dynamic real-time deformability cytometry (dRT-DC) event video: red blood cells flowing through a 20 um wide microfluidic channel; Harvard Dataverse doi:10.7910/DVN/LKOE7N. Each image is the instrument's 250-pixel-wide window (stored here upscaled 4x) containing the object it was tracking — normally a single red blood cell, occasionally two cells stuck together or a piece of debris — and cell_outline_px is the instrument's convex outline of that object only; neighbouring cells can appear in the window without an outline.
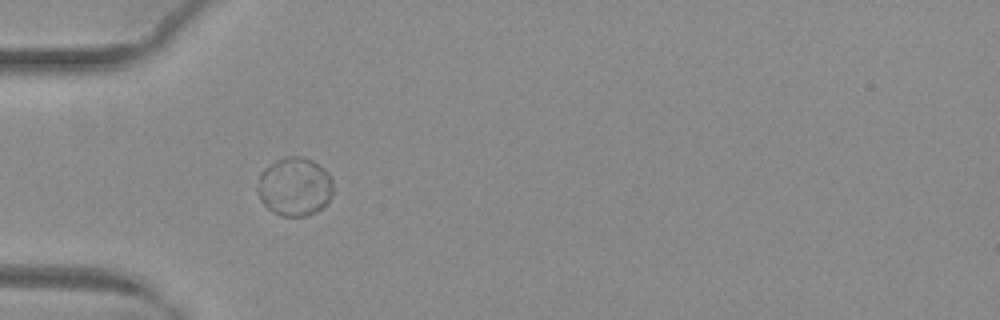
{"species": "common noctule bat (a hibernating species)", "species_latin": "Nyctalus noctula", "temperature_condition": "warm", "stored_images_in_passage": 36, "camera_frame_rate_fps": 3000, "um_per_image_px": 0.085, "animal": {"sex": "female", "body_mass_g": 29.2, "forearm_length_mm": 56.3}, "frame": {"image": 1, "passage_image": 1, "time_ms": 0.0, "image_size_px": [1000, 320], "cell_outline_px": [[332, 196], [316, 212], [304, 216], [280, 216], [272, 212], [260, 200], [260, 172], [264, 168], [276, 160], [284, 156], [304, 156], [312, 160], [328, 172], [332, 180]], "centroid_in_image_um": [25.06, 15.85], "position_along_channel_um": 59.9, "area_um2": 25.61}}
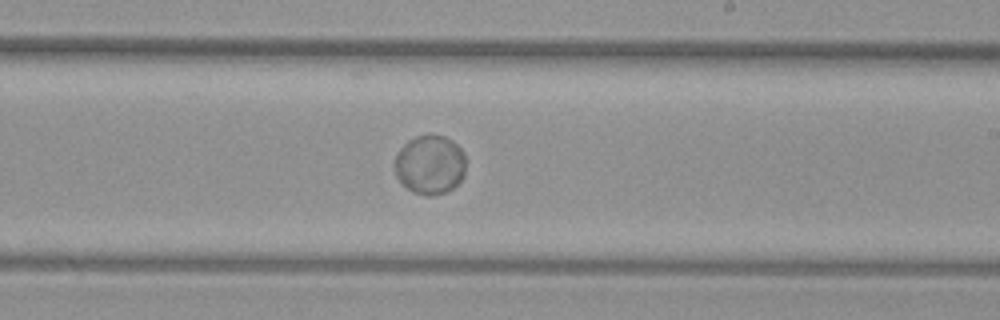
{"frame": {"image": 2, "passage_image": 16, "time_ms": 5.0, "image_size_px": [1000, 320], "cell_outline_px": [[464, 176], [448, 192], [432, 196], [424, 196], [412, 192], [396, 176], [392, 168], [396, 152], [408, 140], [416, 136], [428, 132], [432, 132], [444, 136], [452, 140], [464, 152]], "centroid_in_image_um": [36.51, 13.97], "position_along_channel_um": 252.5, "area_um2": 25.14}}
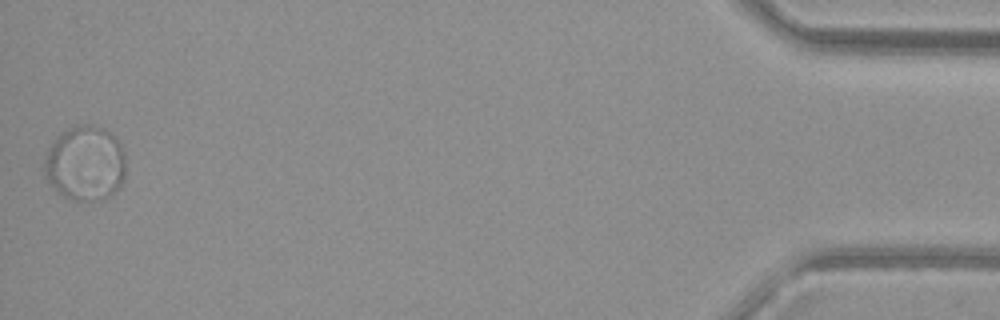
{"frame": {"image": 3, "passage_image": 36, "time_ms": 11.667, "image_size_px": [1000, 320], "cell_outline_px": [[124, 176], [120, 184], [104, 200], [76, 200], [64, 196], [44, 176], [44, 160], [48, 148], [56, 136], [68, 128], [76, 124], [88, 124], [112, 132], [120, 144], [124, 152]], "centroid_in_image_um": [7.23, 13.85], "position_along_channel_um": 428.0, "area_um2": 35.32}, "authors_computed_cell_mechanics": {"area_um2": 25.6054, "velocity_mm_per_s": 3.9534, "shape_relaxation_time_tau1_ms": 2.0802, "shape_relaxation_time_tau2_ms": null, "deformation_change_tau1": 0.0161, "deformation_change_tau2": null}}